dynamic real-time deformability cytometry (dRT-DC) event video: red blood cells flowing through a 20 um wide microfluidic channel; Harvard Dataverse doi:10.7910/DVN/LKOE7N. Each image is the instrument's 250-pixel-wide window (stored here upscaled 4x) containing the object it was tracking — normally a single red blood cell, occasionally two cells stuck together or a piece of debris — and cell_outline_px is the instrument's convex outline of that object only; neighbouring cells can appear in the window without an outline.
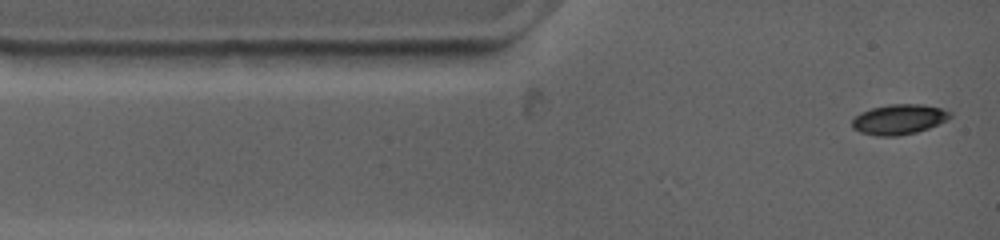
{"species": "common noctule bat (a hibernating species)", "species_latin": "Nyctalus noctula", "temperature_condition": "warm", "stored_images_in_passage": 3, "camera_frame_rate_fps": 4500, "um_per_image_px": 0.085, "animal": {"sex": "female", "body_mass_g": 19.0, "forearm_length_mm": 53.3}, "frame": {"image": 1, "passage_image": 1, "time_ms": 0.0, "image_size_px": [1000, 240], "cell_outline_px": [[952, 116], [948, 120], [928, 128], [916, 132], [892, 136], [880, 136], [860, 132], [852, 128], [852, 120], [860, 112], [872, 108], [888, 104], [924, 104], [940, 108], [952, 112]], "centroid_in_image_um": [76.42, 10.13], "position_along_channel_um": 8.6, "area_um2": 17.17}}
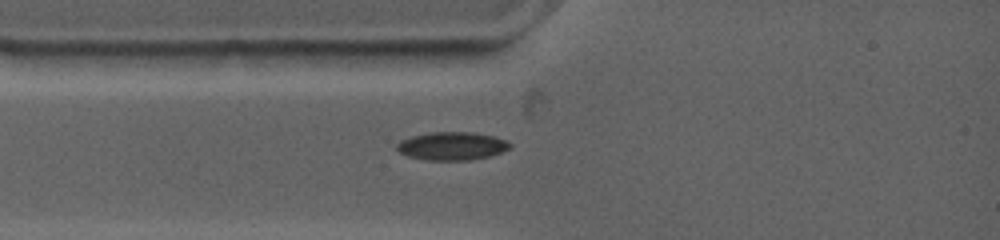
{"frame": {"image": 2, "passage_image": 3, "time_ms": 2.0, "image_size_px": [1000, 240], "cell_outline_px": [[512, 144], [508, 148], [500, 152], [488, 156], [468, 160], [428, 160], [408, 156], [400, 152], [396, 148], [396, 144], [400, 140], [412, 136], [432, 132], [476, 132], [496, 136]], "centroid_in_image_um": [38.4, 12.4], "position_along_channel_um": 46.6, "area_um2": 18.44}}